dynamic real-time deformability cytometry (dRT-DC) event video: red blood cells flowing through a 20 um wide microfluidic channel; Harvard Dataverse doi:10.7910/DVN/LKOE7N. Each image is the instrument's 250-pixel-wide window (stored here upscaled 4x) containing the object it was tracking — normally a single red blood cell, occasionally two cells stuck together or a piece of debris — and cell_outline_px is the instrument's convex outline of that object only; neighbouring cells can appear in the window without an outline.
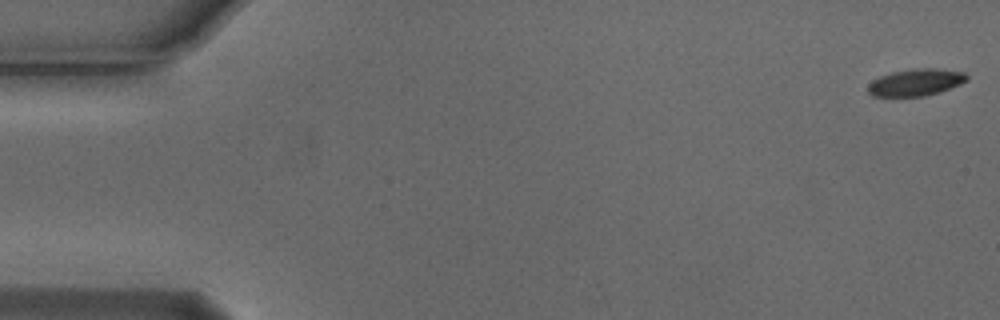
{"species": "Egyptian fruit bat (a non-hibernating species)", "species_latin": "Rousettus aegyptiacus", "temperature_condition": "cold", "stored_images_in_passage": 56, "camera_frame_rate_fps": 3000, "um_per_image_px": 0.085, "animal": {"sex": "male"}, "frame": {"image": 1, "passage_image": 1, "time_ms": 0.0, "image_size_px": [1000, 320], "cell_outline_px": [[968, 80], [960, 84], [940, 92], [924, 96], [872, 96], [868, 92], [868, 84], [872, 80], [880, 76], [892, 72], [916, 68], [936, 68], [964, 72], [968, 76]], "centroid_in_image_um": [77.85, 7.0], "position_along_channel_um": 7.2, "area_um2": 15.55}}
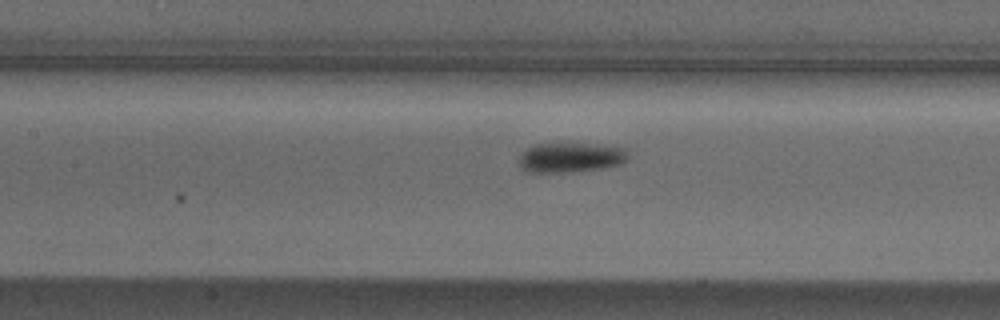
{"frame": {"image": 2, "passage_image": 25, "time_ms": 8.0, "image_size_px": [1000, 320], "cell_outline_px": [[628, 160], [620, 164], [600, 168], [568, 172], [524, 172], [520, 168], [520, 152], [536, 144], [612, 144], [628, 148]], "centroid_in_image_um": [48.55, 13.37], "position_along_channel_um": 158.8, "area_um2": 19.19}}
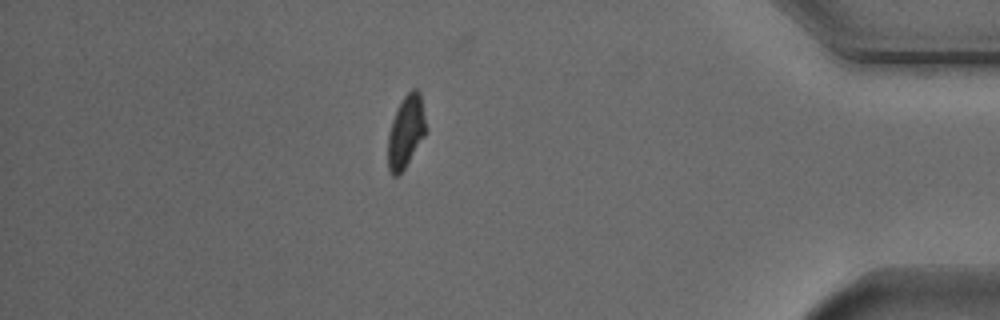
{"frame": {"image": 3, "passage_image": 48, "time_ms": 15.667, "image_size_px": [1000, 320], "cell_outline_px": [[428, 128], [424, 136], [404, 168], [396, 176], [392, 176], [388, 172], [388, 132], [396, 108], [404, 96], [412, 88], [416, 88], [420, 92]], "centroid_in_image_um": [34.5, 11.15], "position_along_channel_um": 400.7, "area_um2": 16.18}, "authors_computed_cell_mechanics": {"area_um2": 17.3111, "velocity_mm_per_s": 3.7053, "shape_relaxation_time_tau1_ms": 3.3126, "shape_relaxation_time_tau2_ms": null, "deformation_change_tau1": 0.1268, "deformation_change_tau2": null}}